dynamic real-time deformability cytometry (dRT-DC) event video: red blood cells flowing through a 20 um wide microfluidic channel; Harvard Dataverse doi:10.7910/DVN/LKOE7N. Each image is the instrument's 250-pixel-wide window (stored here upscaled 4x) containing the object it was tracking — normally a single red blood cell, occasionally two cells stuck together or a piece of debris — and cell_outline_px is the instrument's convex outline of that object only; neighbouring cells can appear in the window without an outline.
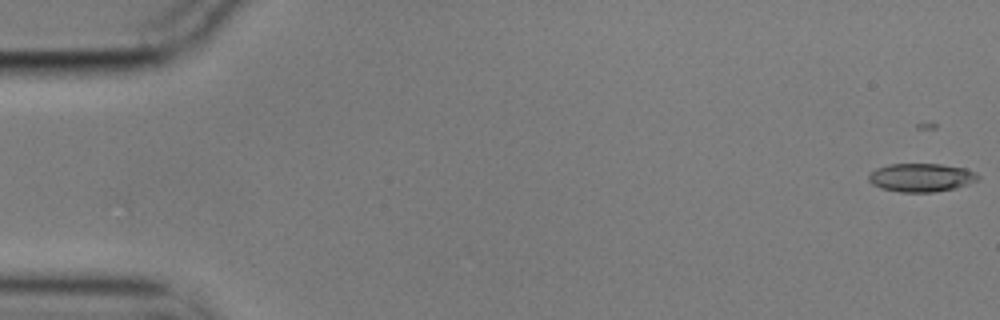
{"species": "common noctule bat (a hibernating species)", "species_latin": "Nyctalus noctula", "temperature_condition": "cold", "stored_images_in_passage": 58, "camera_frame_rate_fps": 3000, "um_per_image_px": 0.085, "animal": {"sex": "male", "body_mass_g": 17.9}, "frame": {"image": 1, "passage_image": 2, "time_ms": 0.333, "image_size_px": [1000, 320], "cell_outline_px": [[980, 176], [976, 180], [968, 184], [956, 188], [932, 192], [900, 192], [880, 188], [872, 184], [868, 180], [868, 176], [876, 168], [888, 164], [940, 164], [964, 168], [976, 172]], "centroid_in_image_um": [78.29, 15.09], "position_along_channel_um": 6.7, "area_um2": 18.09}}
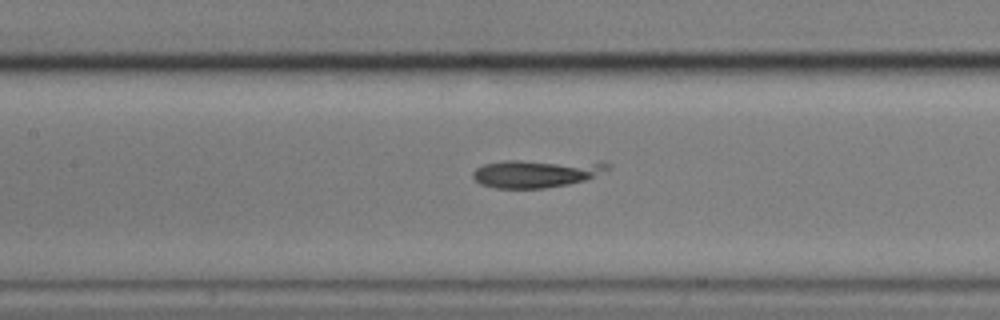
{"frame": {"image": 2, "passage_image": 27, "time_ms": 8.667, "image_size_px": [1000, 320], "cell_outline_px": [[612, 168], [584, 180], [568, 184], [544, 188], [496, 188], [480, 184], [472, 176], [472, 172], [476, 168], [484, 164], [504, 160], [520, 160], [612, 164]], "centroid_in_image_um": [45.49, 14.75], "position_along_channel_um": 161.9, "area_um2": 21.5}}
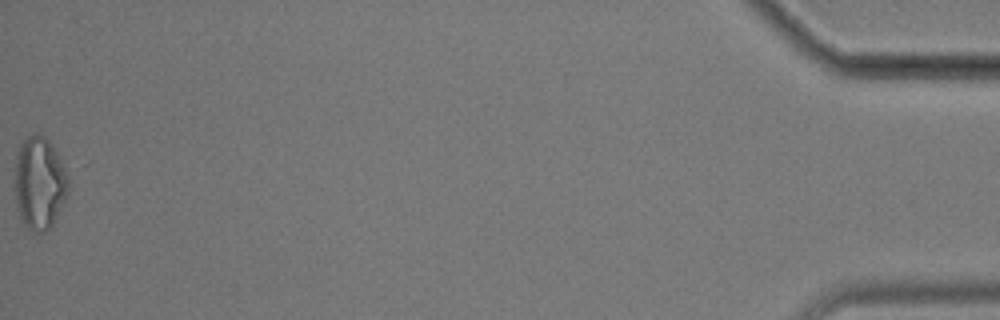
{"frame": {"image": 3, "passage_image": 58, "time_ms": 19.0, "image_size_px": [1000, 320], "cell_outline_px": [[68, 196], [52, 224], [44, 232], [32, 232], [20, 220], [16, 208], [12, 184], [16, 156], [20, 144], [28, 136], [36, 132], [44, 136], [52, 144], [68, 168]], "centroid_in_image_um": [3.33, 15.54], "position_along_channel_um": 431.9, "area_um2": 30.06}}